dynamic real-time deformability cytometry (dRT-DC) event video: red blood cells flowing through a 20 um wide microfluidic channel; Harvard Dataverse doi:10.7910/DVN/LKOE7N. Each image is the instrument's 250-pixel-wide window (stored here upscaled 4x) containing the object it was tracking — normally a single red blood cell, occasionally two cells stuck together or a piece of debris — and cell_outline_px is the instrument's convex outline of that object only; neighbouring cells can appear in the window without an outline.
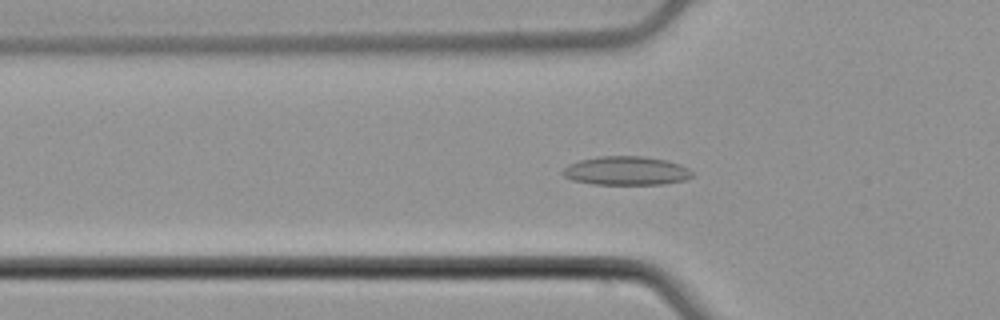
{"species": "common noctule bat (a hibernating species)", "species_latin": "Nyctalus noctula", "temperature_condition": "cold", "stored_images_in_passage": 47, "camera_frame_rate_fps": 3000, "um_per_image_px": 0.085, "animal": {"sex": "male", "body_mass_g": 21.5, "forearm_length_mm": 52.0}, "frame": {"image": 1, "passage_image": 12, "time_ms": 3.667, "image_size_px": [1000, 320], "cell_outline_px": [[692, 176], [684, 180], [664, 184], [592, 184], [572, 180], [564, 176], [560, 172], [568, 164], [580, 160], [600, 156], [644, 156], [668, 160], [680, 164], [688, 168], [692, 172]], "centroid_in_image_um": [53.22, 14.51], "position_along_channel_um": 72.6, "area_um2": 21.79}}
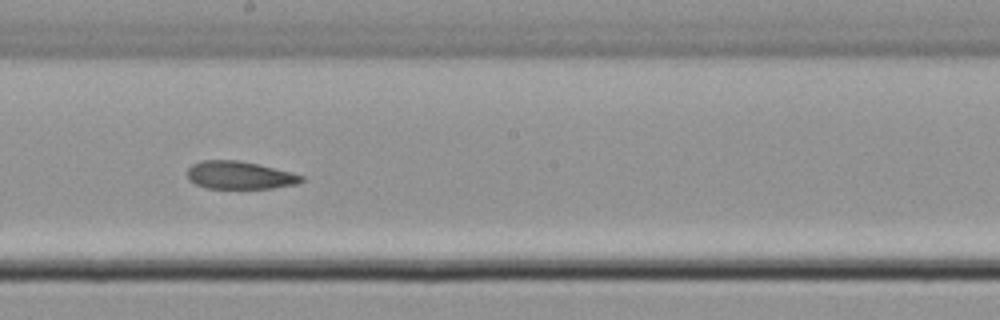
{"frame": {"image": 2, "passage_image": 24, "time_ms": 7.667, "image_size_px": [1000, 320], "cell_outline_px": [[304, 180], [296, 184], [272, 188], [208, 188], [196, 184], [188, 180], [188, 168], [192, 164], [204, 160], [236, 160], [256, 164], [292, 172], [304, 176]], "centroid_in_image_um": [20.37, 14.89], "position_along_channel_um": 227.8, "area_um2": 18.32}}
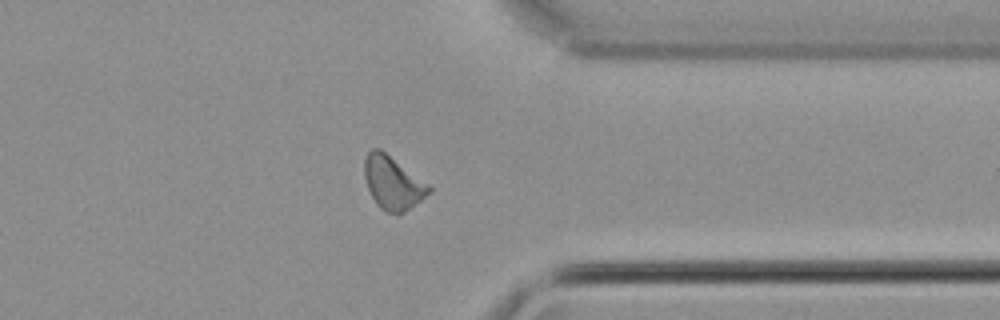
{"frame": {"image": 3, "passage_image": 36, "time_ms": 11.667, "image_size_px": [1000, 320], "cell_outline_px": [[432, 192], [404, 212], [388, 212], [380, 208], [376, 204], [368, 188], [364, 176], [364, 156], [372, 148], [380, 148], [432, 188]], "centroid_in_image_um": [33.35, 15.52], "position_along_channel_um": 378.0, "area_um2": 19.59}, "authors_computed_cell_mechanics": {"area_um2": 19.7098, "velocity_mm_per_s": 3.8994, "shape_relaxation_time_tau1_ms": null, "shape_relaxation_time_tau2_ms": 8.3086, "deformation_change_tau1": null, "deformation_change_tau2": 0.1451}}